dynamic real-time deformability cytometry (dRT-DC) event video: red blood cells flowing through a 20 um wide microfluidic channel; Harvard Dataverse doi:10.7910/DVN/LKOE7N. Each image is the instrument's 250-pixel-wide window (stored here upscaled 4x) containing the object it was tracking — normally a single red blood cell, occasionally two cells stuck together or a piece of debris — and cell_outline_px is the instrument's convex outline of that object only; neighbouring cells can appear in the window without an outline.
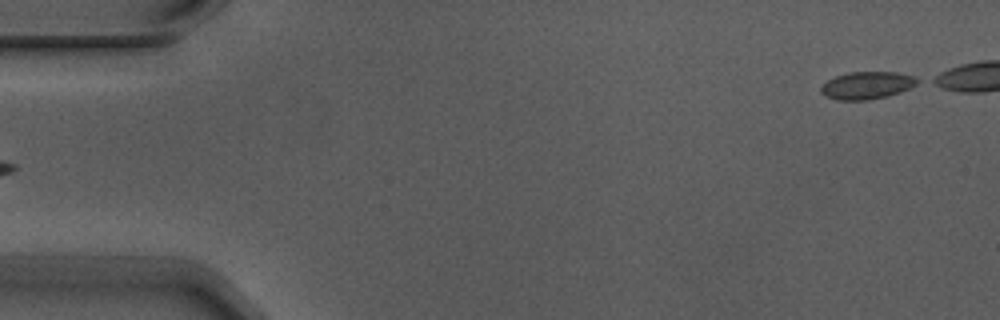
{"species": "Egyptian fruit bat (a non-hibernating species)", "species_latin": "Rousettus aegyptiacus", "temperature_condition": "warm", "stored_images_in_passage": 5, "segment_of_instrument_passage": [2, 2], "camera_frame_rate_fps": 3000, "um_per_image_px": 0.085, "animal": {"sex": "male"}, "frame": {"image": 1, "passage_image": 5, "time_ms": 1.333, "image_size_px": [1000, 320], "cell_outline_px": [[920, 80], [916, 84], [900, 92], [888, 96], [868, 100], [836, 100], [820, 92], [820, 88], [828, 80], [836, 76], [852, 72], [896, 72], [912, 76]], "centroid_in_image_um": [73.69, 7.26], "position_along_channel_um": 11.3, "area_um2": 15.2}}